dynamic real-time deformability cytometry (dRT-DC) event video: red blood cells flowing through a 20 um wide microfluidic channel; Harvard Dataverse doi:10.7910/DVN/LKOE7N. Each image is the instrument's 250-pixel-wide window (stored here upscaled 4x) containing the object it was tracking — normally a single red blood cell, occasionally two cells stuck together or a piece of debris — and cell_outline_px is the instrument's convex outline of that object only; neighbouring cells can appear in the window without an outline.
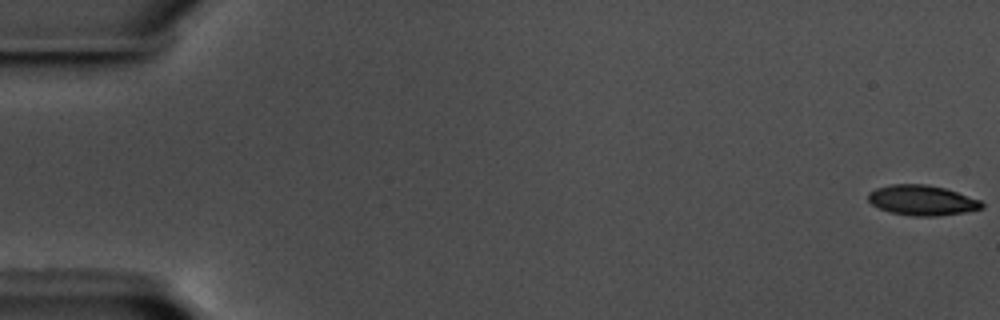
{"species": "common noctule bat (a hibernating species)", "species_latin": "Nyctalus noctula", "temperature_condition": "warm", "stored_images_in_passage": 59, "camera_frame_rate_fps": 3000, "um_per_image_px": 0.085, "animal": {"sex": "male", "body_mass_g": 17.5, "forearm_length_mm": 52.3}, "frame": {"image": 1, "passage_image": 1, "time_ms": 0.0, "image_size_px": [1000, 320], "cell_outline_px": [[984, 208], [964, 212], [936, 216], [912, 216], [892, 212], [880, 208], [872, 204], [868, 200], [868, 192], [876, 188], [892, 184], [924, 184], [944, 188], [980, 200], [984, 204]], "centroid_in_image_um": [78.37, 17.02], "position_along_channel_um": 6.6, "area_um2": 19.77}}
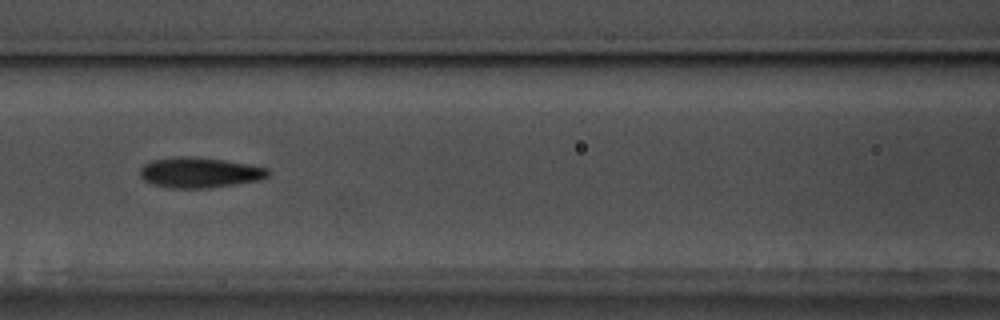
{"frame": {"image": 2, "passage_image": 27, "time_ms": 8.667, "image_size_px": [1000, 320], "cell_outline_px": [[272, 172], [268, 176], [260, 180], [212, 188], [168, 188], [152, 184], [144, 180], [140, 176], [140, 168], [144, 164], [152, 160], [184, 156], [224, 160], [248, 164], [268, 168]], "centroid_in_image_um": [16.98, 14.68], "position_along_channel_um": 149.6, "area_um2": 22.72}}
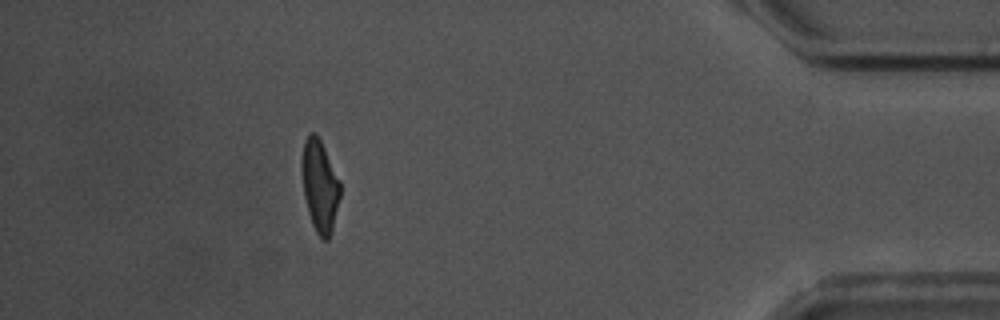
{"frame": {"image": 3, "passage_image": 53, "time_ms": 17.333, "image_size_px": [1000, 320], "cell_outline_px": [[340, 196], [332, 232], [328, 240], [324, 240], [316, 232], [312, 224], [308, 212], [304, 196], [300, 160], [304, 140], [308, 132], [316, 132], [340, 180]], "centroid_in_image_um": [27.16, 15.77], "position_along_channel_um": 408.0, "area_um2": 20.75}, "authors_computed_cell_mechanics": {"area_um2": 21.3282, "velocity_mm_per_s": 3.559, "shape_relaxation_time_tau1_ms": 3.9467, "shape_relaxation_time_tau2_ms": 2.3184, "deformation_change_tau1": 0.1775, "deformation_change_tau2": 0.1081}}